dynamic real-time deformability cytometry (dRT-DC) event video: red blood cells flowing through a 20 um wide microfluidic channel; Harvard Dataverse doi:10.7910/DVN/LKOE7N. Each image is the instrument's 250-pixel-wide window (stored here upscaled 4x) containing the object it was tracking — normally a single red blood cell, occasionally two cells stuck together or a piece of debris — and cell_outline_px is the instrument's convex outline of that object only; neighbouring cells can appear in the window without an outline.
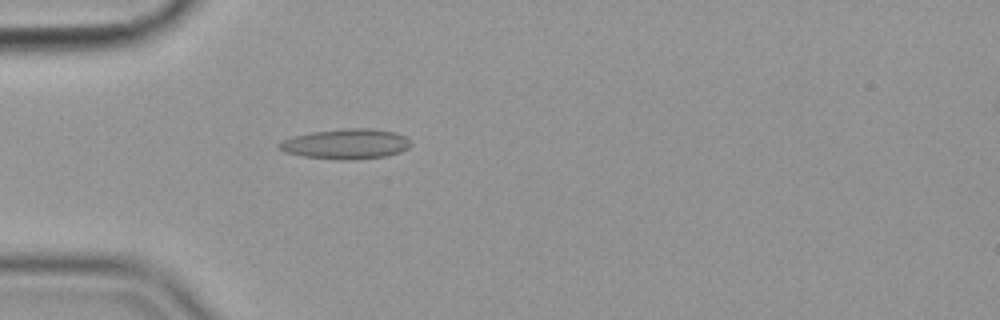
{"species": "common noctule bat (a hibernating species)", "species_latin": "Nyctalus noctula", "temperature_condition": "cold", "stored_images_in_passage": 56, "camera_frame_rate_fps": 3000, "um_per_image_px": 0.085, "animal": {"sex": "female", "body_mass_g": 19.9}, "frame": {"image": 1, "passage_image": 17, "time_ms": 5.333, "image_size_px": [1000, 320], "cell_outline_px": [[412, 144], [408, 148], [400, 152], [384, 156], [344, 160], [340, 160], [304, 156], [284, 152], [276, 144], [292, 136], [312, 132], [344, 128], [372, 128], [396, 132], [404, 136]], "centroid_in_image_um": [29.41, 12.22], "position_along_channel_um": 55.6, "area_um2": 23.0}}
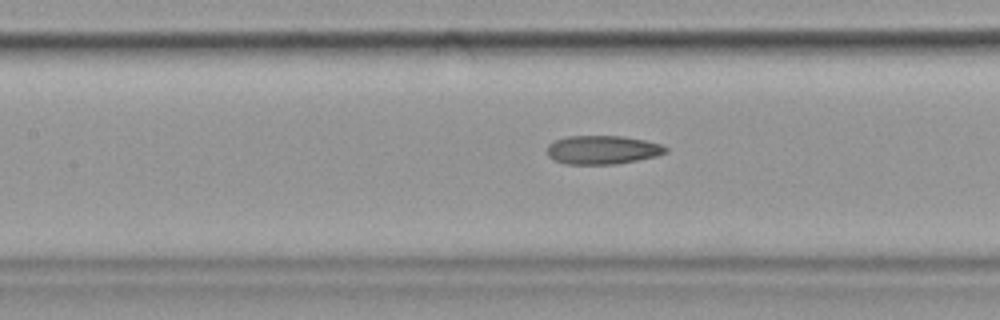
{"frame": {"image": 2, "passage_image": 26, "time_ms": 8.333, "image_size_px": [1000, 320], "cell_outline_px": [[668, 152], [656, 156], [616, 164], [564, 164], [552, 160], [548, 156], [548, 144], [556, 140], [568, 136], [624, 136], [644, 140], [660, 144], [668, 148]], "centroid_in_image_um": [51.2, 12.74], "position_along_channel_um": 156.2, "area_um2": 19.83}}
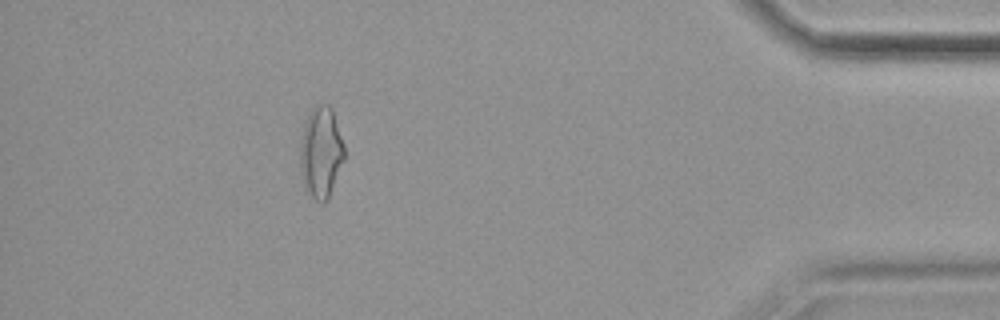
{"frame": {"image": 3, "passage_image": 51, "time_ms": 16.667, "image_size_px": [1000, 320], "cell_outline_px": [[344, 160], [328, 200], [324, 204], [320, 204], [308, 196], [304, 188], [300, 172], [300, 140], [304, 124], [308, 112], [316, 104], [328, 104], [332, 108], [344, 144]], "centroid_in_image_um": [27.26, 12.99], "position_along_channel_um": 407.9, "area_um2": 24.16}, "authors_computed_cell_mechanics": {"area_um2": 20.3745, "velocity_mm_per_s": 3.5927, "shape_relaxation_time_tau1_ms": null, "shape_relaxation_time_tau2_ms": 2.8525, "deformation_change_tau1": null, "deformation_change_tau2": 0.1068}}